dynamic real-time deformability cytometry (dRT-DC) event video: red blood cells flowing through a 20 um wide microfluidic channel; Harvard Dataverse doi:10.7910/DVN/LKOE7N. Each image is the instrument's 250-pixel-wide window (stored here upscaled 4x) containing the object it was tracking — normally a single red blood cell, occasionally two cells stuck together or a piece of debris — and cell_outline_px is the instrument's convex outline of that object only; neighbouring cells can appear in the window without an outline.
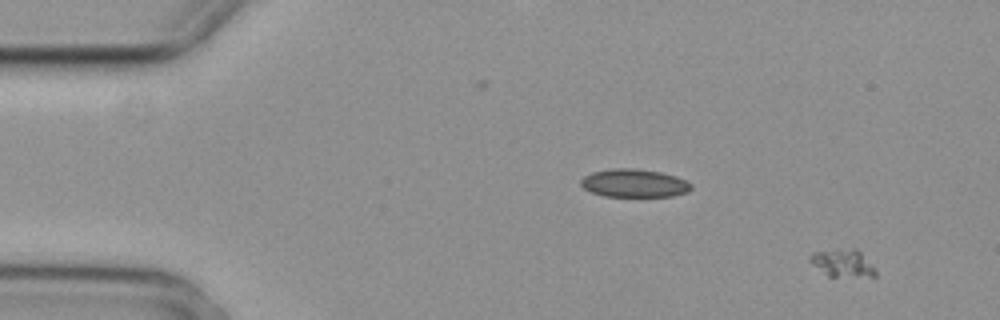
{"species": "common noctule bat (a hibernating species)", "species_latin": "Nyctalus noctula", "temperature_condition": "cold", "stored_images_in_passage": 5, "camera_frame_rate_fps": 3000, "um_per_image_px": 0.085, "animal": {"sex": "female", "body_mass_g": 29.2, "forearm_length_mm": 56.3}, "frame": {"image": 1, "passage_image": 2, "time_ms": 0.333, "image_size_px": [1000, 320], "cell_outline_px": [[876, 276], [828, 276], [812, 264], [808, 260], [808, 256], [812, 252], [852, 248], [856, 248], [860, 252], [876, 272]], "centroid_in_image_um": [71.56, 22.35], "position_along_channel_um": 13.4, "area_um2": 10.23}}